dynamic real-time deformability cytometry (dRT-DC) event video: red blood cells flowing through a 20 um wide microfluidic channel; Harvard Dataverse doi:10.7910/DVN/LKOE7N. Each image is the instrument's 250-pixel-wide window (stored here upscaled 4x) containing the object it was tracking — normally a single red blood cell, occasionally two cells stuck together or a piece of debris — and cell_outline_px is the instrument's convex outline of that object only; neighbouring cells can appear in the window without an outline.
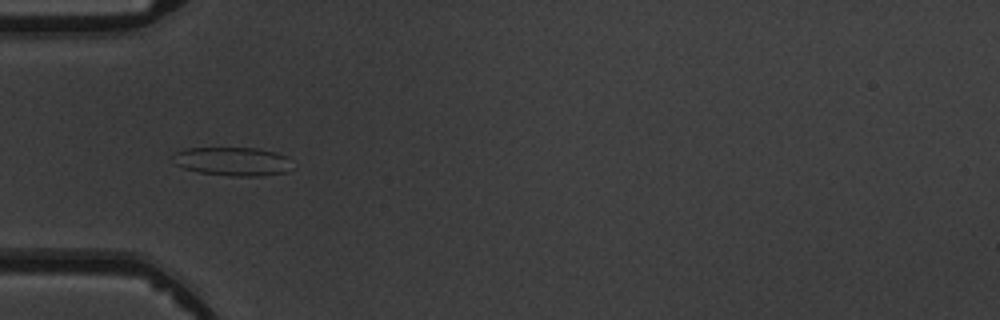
{"species": "common noctule bat (a hibernating species)", "species_latin": "Nyctalus noctula", "temperature_condition": "warm", "stored_images_in_passage": 6, "camera_frame_rate_fps": 3000, "um_per_image_px": 0.085, "animal": {"sex": "male", "body_mass_g": 19.5, "forearm_length_mm": 54.6}, "frame": {"image": 1, "passage_image": 5, "time_ms": 4.667, "image_size_px": [1000, 320], "cell_outline_px": [[296, 168], [284, 172], [260, 176], [232, 176], [200, 172], [184, 168], [176, 164], [172, 156], [172, 152], [184, 148], [256, 148], [276, 152], [288, 156]], "centroid_in_image_um": [19.82, 13.71], "position_along_channel_um": 65.2, "area_um2": 20.23}}
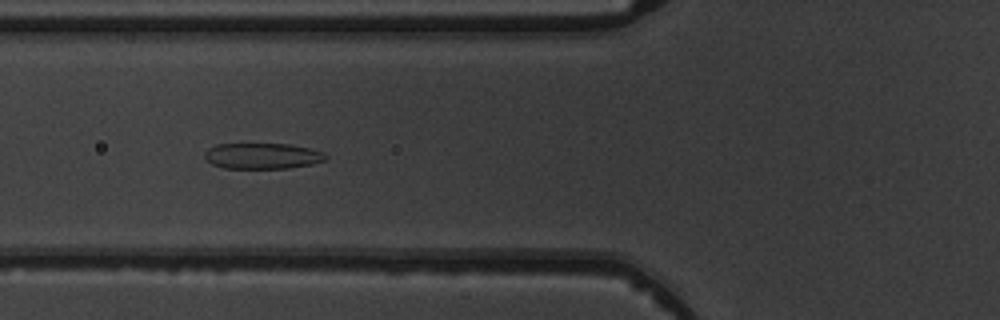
{"frame": {"image": 2, "passage_image": 6, "time_ms": 5.667, "image_size_px": [1000, 320], "cell_outline_px": [[328, 156], [324, 160], [312, 164], [288, 168], [224, 168], [212, 164], [204, 156], [204, 152], [208, 148], [216, 144], [288, 144], [308, 148], [324, 152]], "centroid_in_image_um": [22.29, 13.25], "position_along_channel_um": 103.5, "area_um2": 18.15}}